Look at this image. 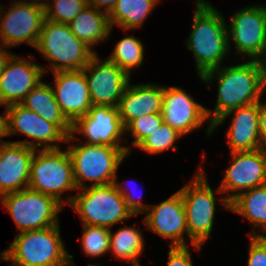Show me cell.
<instances>
[{
    "mask_svg": "<svg viewBox=\"0 0 266 266\" xmlns=\"http://www.w3.org/2000/svg\"><path fill=\"white\" fill-rule=\"evenodd\" d=\"M63 244L59 224L41 230L24 231L15 237L8 249L1 253L4 261L14 266L74 265Z\"/></svg>",
    "mask_w": 266,
    "mask_h": 266,
    "instance_id": "3957f363",
    "label": "cell"
},
{
    "mask_svg": "<svg viewBox=\"0 0 266 266\" xmlns=\"http://www.w3.org/2000/svg\"><path fill=\"white\" fill-rule=\"evenodd\" d=\"M146 212L149 213L143 221L148 229L171 239V247L186 246L183 234L186 232L188 235V229L180 190L160 204L151 205Z\"/></svg>",
    "mask_w": 266,
    "mask_h": 266,
    "instance_id": "d6986e66",
    "label": "cell"
},
{
    "mask_svg": "<svg viewBox=\"0 0 266 266\" xmlns=\"http://www.w3.org/2000/svg\"><path fill=\"white\" fill-rule=\"evenodd\" d=\"M66 203L80 215L83 225L110 229L112 225L133 216L113 183L86 186L82 193L68 197Z\"/></svg>",
    "mask_w": 266,
    "mask_h": 266,
    "instance_id": "8992f818",
    "label": "cell"
},
{
    "mask_svg": "<svg viewBox=\"0 0 266 266\" xmlns=\"http://www.w3.org/2000/svg\"><path fill=\"white\" fill-rule=\"evenodd\" d=\"M72 33L92 48L109 36L112 28L108 14L95 7H85L70 23Z\"/></svg>",
    "mask_w": 266,
    "mask_h": 266,
    "instance_id": "d4e9b609",
    "label": "cell"
},
{
    "mask_svg": "<svg viewBox=\"0 0 266 266\" xmlns=\"http://www.w3.org/2000/svg\"><path fill=\"white\" fill-rule=\"evenodd\" d=\"M28 188L54 197L63 204L64 191L78 189L74 180L73 165L68 151L42 149L39 155L34 152L31 161Z\"/></svg>",
    "mask_w": 266,
    "mask_h": 266,
    "instance_id": "ba28073f",
    "label": "cell"
},
{
    "mask_svg": "<svg viewBox=\"0 0 266 266\" xmlns=\"http://www.w3.org/2000/svg\"><path fill=\"white\" fill-rule=\"evenodd\" d=\"M8 115V135L22 133L37 140V144L33 141H17L20 143L37 149V147H43L41 143L45 144L43 149H59L60 147L54 142H66L67 135L54 123L45 120L35 112L25 108L21 104H12L6 107ZM52 144H46L51 143Z\"/></svg>",
    "mask_w": 266,
    "mask_h": 266,
    "instance_id": "5bb4252c",
    "label": "cell"
},
{
    "mask_svg": "<svg viewBox=\"0 0 266 266\" xmlns=\"http://www.w3.org/2000/svg\"><path fill=\"white\" fill-rule=\"evenodd\" d=\"M46 72L45 67L13 55L0 75V105L20 104Z\"/></svg>",
    "mask_w": 266,
    "mask_h": 266,
    "instance_id": "2e32d148",
    "label": "cell"
},
{
    "mask_svg": "<svg viewBox=\"0 0 266 266\" xmlns=\"http://www.w3.org/2000/svg\"><path fill=\"white\" fill-rule=\"evenodd\" d=\"M167 266H193L187 246H170Z\"/></svg>",
    "mask_w": 266,
    "mask_h": 266,
    "instance_id": "e575fe53",
    "label": "cell"
},
{
    "mask_svg": "<svg viewBox=\"0 0 266 266\" xmlns=\"http://www.w3.org/2000/svg\"><path fill=\"white\" fill-rule=\"evenodd\" d=\"M181 136L183 135L176 129L163 123L159 129L146 137L137 148L153 154H159L169 148L177 150V146L174 145V142Z\"/></svg>",
    "mask_w": 266,
    "mask_h": 266,
    "instance_id": "f546056e",
    "label": "cell"
},
{
    "mask_svg": "<svg viewBox=\"0 0 266 266\" xmlns=\"http://www.w3.org/2000/svg\"><path fill=\"white\" fill-rule=\"evenodd\" d=\"M259 131L261 149L266 152V104L260 102Z\"/></svg>",
    "mask_w": 266,
    "mask_h": 266,
    "instance_id": "d590c367",
    "label": "cell"
},
{
    "mask_svg": "<svg viewBox=\"0 0 266 266\" xmlns=\"http://www.w3.org/2000/svg\"><path fill=\"white\" fill-rule=\"evenodd\" d=\"M144 240L139 230L134 227H124L116 233L110 229V249L119 259L131 261V266H141L138 257L143 251Z\"/></svg>",
    "mask_w": 266,
    "mask_h": 266,
    "instance_id": "4316f807",
    "label": "cell"
},
{
    "mask_svg": "<svg viewBox=\"0 0 266 266\" xmlns=\"http://www.w3.org/2000/svg\"><path fill=\"white\" fill-rule=\"evenodd\" d=\"M206 109L181 88L164 87L161 112L164 123L182 135L199 128L209 119Z\"/></svg>",
    "mask_w": 266,
    "mask_h": 266,
    "instance_id": "ac0fdd59",
    "label": "cell"
},
{
    "mask_svg": "<svg viewBox=\"0 0 266 266\" xmlns=\"http://www.w3.org/2000/svg\"><path fill=\"white\" fill-rule=\"evenodd\" d=\"M125 127L119 116L118 107L92 105L91 109L72 124L71 134L66 142L76 140L74 133H82L86 144L120 146Z\"/></svg>",
    "mask_w": 266,
    "mask_h": 266,
    "instance_id": "8fae6325",
    "label": "cell"
},
{
    "mask_svg": "<svg viewBox=\"0 0 266 266\" xmlns=\"http://www.w3.org/2000/svg\"><path fill=\"white\" fill-rule=\"evenodd\" d=\"M143 58L144 48L140 40L133 36H127L116 43L108 60L131 76V70L141 66Z\"/></svg>",
    "mask_w": 266,
    "mask_h": 266,
    "instance_id": "83f0119b",
    "label": "cell"
},
{
    "mask_svg": "<svg viewBox=\"0 0 266 266\" xmlns=\"http://www.w3.org/2000/svg\"><path fill=\"white\" fill-rule=\"evenodd\" d=\"M8 136V115L5 111L4 116L0 114V138Z\"/></svg>",
    "mask_w": 266,
    "mask_h": 266,
    "instance_id": "f35d334b",
    "label": "cell"
},
{
    "mask_svg": "<svg viewBox=\"0 0 266 266\" xmlns=\"http://www.w3.org/2000/svg\"><path fill=\"white\" fill-rule=\"evenodd\" d=\"M157 3L159 0H117L108 14L111 28L115 23L124 30L142 26Z\"/></svg>",
    "mask_w": 266,
    "mask_h": 266,
    "instance_id": "484cf974",
    "label": "cell"
},
{
    "mask_svg": "<svg viewBox=\"0 0 266 266\" xmlns=\"http://www.w3.org/2000/svg\"><path fill=\"white\" fill-rule=\"evenodd\" d=\"M0 203L7 208L21 232L41 230L58 225L62 204L54 197L29 188L4 194Z\"/></svg>",
    "mask_w": 266,
    "mask_h": 266,
    "instance_id": "52a82bcc",
    "label": "cell"
},
{
    "mask_svg": "<svg viewBox=\"0 0 266 266\" xmlns=\"http://www.w3.org/2000/svg\"><path fill=\"white\" fill-rule=\"evenodd\" d=\"M117 176H115L113 185L115 189L120 193V195L124 198L127 209L132 213L133 216H136L139 213H144L148 210L149 204L145 206L140 199H134L130 192L128 193L125 188L121 187L117 183Z\"/></svg>",
    "mask_w": 266,
    "mask_h": 266,
    "instance_id": "836d02e7",
    "label": "cell"
},
{
    "mask_svg": "<svg viewBox=\"0 0 266 266\" xmlns=\"http://www.w3.org/2000/svg\"><path fill=\"white\" fill-rule=\"evenodd\" d=\"M164 123L162 113L146 114L131 121L125 131H129L135 138L132 144L137 147L152 132L159 129Z\"/></svg>",
    "mask_w": 266,
    "mask_h": 266,
    "instance_id": "1f68e13d",
    "label": "cell"
},
{
    "mask_svg": "<svg viewBox=\"0 0 266 266\" xmlns=\"http://www.w3.org/2000/svg\"><path fill=\"white\" fill-rule=\"evenodd\" d=\"M31 2L38 3V4H44V2H40L39 0H38V2H36V0H32Z\"/></svg>",
    "mask_w": 266,
    "mask_h": 266,
    "instance_id": "60d3db41",
    "label": "cell"
},
{
    "mask_svg": "<svg viewBox=\"0 0 266 266\" xmlns=\"http://www.w3.org/2000/svg\"><path fill=\"white\" fill-rule=\"evenodd\" d=\"M82 248L84 253L97 257L109 252L110 229L102 226L83 225Z\"/></svg>",
    "mask_w": 266,
    "mask_h": 266,
    "instance_id": "f1b7e54d",
    "label": "cell"
},
{
    "mask_svg": "<svg viewBox=\"0 0 266 266\" xmlns=\"http://www.w3.org/2000/svg\"><path fill=\"white\" fill-rule=\"evenodd\" d=\"M20 104L45 120L56 124L67 136L71 134L72 124L62 113L51 85L43 82L39 83L25 96Z\"/></svg>",
    "mask_w": 266,
    "mask_h": 266,
    "instance_id": "cb8c5ba5",
    "label": "cell"
},
{
    "mask_svg": "<svg viewBox=\"0 0 266 266\" xmlns=\"http://www.w3.org/2000/svg\"><path fill=\"white\" fill-rule=\"evenodd\" d=\"M252 232L247 264L248 266H266V236L257 234L255 230Z\"/></svg>",
    "mask_w": 266,
    "mask_h": 266,
    "instance_id": "d6a6232c",
    "label": "cell"
},
{
    "mask_svg": "<svg viewBox=\"0 0 266 266\" xmlns=\"http://www.w3.org/2000/svg\"><path fill=\"white\" fill-rule=\"evenodd\" d=\"M224 209L247 218L256 228L266 232V184L244 192H233L221 199Z\"/></svg>",
    "mask_w": 266,
    "mask_h": 266,
    "instance_id": "603a6c76",
    "label": "cell"
},
{
    "mask_svg": "<svg viewBox=\"0 0 266 266\" xmlns=\"http://www.w3.org/2000/svg\"><path fill=\"white\" fill-rule=\"evenodd\" d=\"M11 5L7 14L0 8L1 43L9 48L26 42L35 48L45 20L44 4L15 0Z\"/></svg>",
    "mask_w": 266,
    "mask_h": 266,
    "instance_id": "30bf717a",
    "label": "cell"
},
{
    "mask_svg": "<svg viewBox=\"0 0 266 266\" xmlns=\"http://www.w3.org/2000/svg\"><path fill=\"white\" fill-rule=\"evenodd\" d=\"M3 44L0 45V75L4 68L6 67L8 61L11 59V57L14 55V53L11 54L10 51L7 52L5 47H2Z\"/></svg>",
    "mask_w": 266,
    "mask_h": 266,
    "instance_id": "74e56055",
    "label": "cell"
},
{
    "mask_svg": "<svg viewBox=\"0 0 266 266\" xmlns=\"http://www.w3.org/2000/svg\"><path fill=\"white\" fill-rule=\"evenodd\" d=\"M35 48L52 62L53 72L82 70L96 55L91 47L72 33L69 24L48 19L43 22Z\"/></svg>",
    "mask_w": 266,
    "mask_h": 266,
    "instance_id": "277c9868",
    "label": "cell"
},
{
    "mask_svg": "<svg viewBox=\"0 0 266 266\" xmlns=\"http://www.w3.org/2000/svg\"><path fill=\"white\" fill-rule=\"evenodd\" d=\"M228 39L233 40L237 53L249 60H259L266 44V7L249 6L232 15Z\"/></svg>",
    "mask_w": 266,
    "mask_h": 266,
    "instance_id": "7c38bea8",
    "label": "cell"
},
{
    "mask_svg": "<svg viewBox=\"0 0 266 266\" xmlns=\"http://www.w3.org/2000/svg\"><path fill=\"white\" fill-rule=\"evenodd\" d=\"M55 83L51 86L57 103L66 119L73 124L83 117L93 105L86 76L82 70L53 72Z\"/></svg>",
    "mask_w": 266,
    "mask_h": 266,
    "instance_id": "9a60e30c",
    "label": "cell"
},
{
    "mask_svg": "<svg viewBox=\"0 0 266 266\" xmlns=\"http://www.w3.org/2000/svg\"><path fill=\"white\" fill-rule=\"evenodd\" d=\"M54 4L44 3L45 19L69 24L85 7L88 0H54Z\"/></svg>",
    "mask_w": 266,
    "mask_h": 266,
    "instance_id": "4dcf8cb0",
    "label": "cell"
},
{
    "mask_svg": "<svg viewBox=\"0 0 266 266\" xmlns=\"http://www.w3.org/2000/svg\"><path fill=\"white\" fill-rule=\"evenodd\" d=\"M232 164L225 171L218 193L250 190L266 184V152L258 149L231 153Z\"/></svg>",
    "mask_w": 266,
    "mask_h": 266,
    "instance_id": "e0dca14e",
    "label": "cell"
},
{
    "mask_svg": "<svg viewBox=\"0 0 266 266\" xmlns=\"http://www.w3.org/2000/svg\"><path fill=\"white\" fill-rule=\"evenodd\" d=\"M266 44H265V49H264V51H263V54L264 55H261V57L263 58H261V59H259L258 61L262 64V66L264 67V69L266 70ZM263 56H265V57H263Z\"/></svg>",
    "mask_w": 266,
    "mask_h": 266,
    "instance_id": "ab89813d",
    "label": "cell"
},
{
    "mask_svg": "<svg viewBox=\"0 0 266 266\" xmlns=\"http://www.w3.org/2000/svg\"><path fill=\"white\" fill-rule=\"evenodd\" d=\"M76 145L69 146L67 151L72 160L74 180L78 190L86 187L82 180L95 181L91 184L95 186L113 183L119 165L131 153L129 147L86 143Z\"/></svg>",
    "mask_w": 266,
    "mask_h": 266,
    "instance_id": "5b68a950",
    "label": "cell"
},
{
    "mask_svg": "<svg viewBox=\"0 0 266 266\" xmlns=\"http://www.w3.org/2000/svg\"><path fill=\"white\" fill-rule=\"evenodd\" d=\"M88 71L91 74L88 75ZM83 72L92 104L117 107L130 83V76L108 59L102 62L97 54L89 61Z\"/></svg>",
    "mask_w": 266,
    "mask_h": 266,
    "instance_id": "4fadbf2b",
    "label": "cell"
},
{
    "mask_svg": "<svg viewBox=\"0 0 266 266\" xmlns=\"http://www.w3.org/2000/svg\"><path fill=\"white\" fill-rule=\"evenodd\" d=\"M224 17L210 3L197 0L192 32L187 49L194 54L199 77L221 67L230 49L228 29Z\"/></svg>",
    "mask_w": 266,
    "mask_h": 266,
    "instance_id": "7a4b0ae2",
    "label": "cell"
},
{
    "mask_svg": "<svg viewBox=\"0 0 266 266\" xmlns=\"http://www.w3.org/2000/svg\"><path fill=\"white\" fill-rule=\"evenodd\" d=\"M260 102L241 106L221 116L213 125L214 129L227 119L232 113L230 129L227 131V140L231 153L249 152L261 149L259 131Z\"/></svg>",
    "mask_w": 266,
    "mask_h": 266,
    "instance_id": "44dd1931",
    "label": "cell"
},
{
    "mask_svg": "<svg viewBox=\"0 0 266 266\" xmlns=\"http://www.w3.org/2000/svg\"><path fill=\"white\" fill-rule=\"evenodd\" d=\"M128 84L121 97L118 110L123 126L146 114L162 112L164 86Z\"/></svg>",
    "mask_w": 266,
    "mask_h": 266,
    "instance_id": "7402d4cb",
    "label": "cell"
},
{
    "mask_svg": "<svg viewBox=\"0 0 266 266\" xmlns=\"http://www.w3.org/2000/svg\"><path fill=\"white\" fill-rule=\"evenodd\" d=\"M218 77V96L213 112L206 109L210 124L207 134L213 132L212 125L227 112L260 102L261 94L266 87V70L258 60L229 67H218L200 77L203 82L211 83L213 76Z\"/></svg>",
    "mask_w": 266,
    "mask_h": 266,
    "instance_id": "6da1fadb",
    "label": "cell"
},
{
    "mask_svg": "<svg viewBox=\"0 0 266 266\" xmlns=\"http://www.w3.org/2000/svg\"><path fill=\"white\" fill-rule=\"evenodd\" d=\"M116 1L117 0H88V5L95 7L98 10H101V8L105 7L104 12L109 14L113 9Z\"/></svg>",
    "mask_w": 266,
    "mask_h": 266,
    "instance_id": "8d00e7d4",
    "label": "cell"
},
{
    "mask_svg": "<svg viewBox=\"0 0 266 266\" xmlns=\"http://www.w3.org/2000/svg\"><path fill=\"white\" fill-rule=\"evenodd\" d=\"M0 139V197L28 188L35 149ZM24 187V188H23Z\"/></svg>",
    "mask_w": 266,
    "mask_h": 266,
    "instance_id": "ffe728a7",
    "label": "cell"
},
{
    "mask_svg": "<svg viewBox=\"0 0 266 266\" xmlns=\"http://www.w3.org/2000/svg\"><path fill=\"white\" fill-rule=\"evenodd\" d=\"M186 214L188 237L197 250L210 237L215 213V195L204 171L180 189Z\"/></svg>",
    "mask_w": 266,
    "mask_h": 266,
    "instance_id": "9c48e42d",
    "label": "cell"
}]
</instances>
